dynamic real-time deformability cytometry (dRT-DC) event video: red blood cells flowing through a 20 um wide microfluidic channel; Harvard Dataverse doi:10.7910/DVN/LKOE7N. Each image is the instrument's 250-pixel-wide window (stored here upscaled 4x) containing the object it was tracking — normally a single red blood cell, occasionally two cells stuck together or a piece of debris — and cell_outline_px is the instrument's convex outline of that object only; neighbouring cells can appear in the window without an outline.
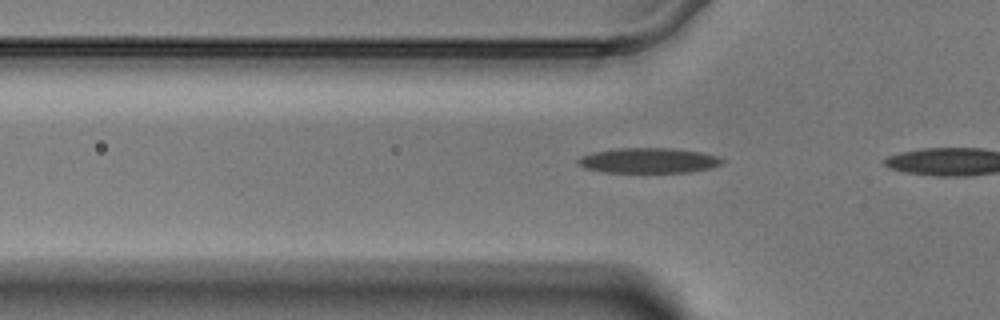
{"species": "Egyptian fruit bat (a non-hibernating species)", "species_latin": "Rousettus aegyptiacus", "temperature_condition": "warm", "stored_images_in_passage": 7, "camera_frame_rate_fps": 3000, "um_per_image_px": 0.085, "animal": {"sex": "male"}, "frame": {"image": 1, "passage_image": 5, "time_ms": 1.333, "image_size_px": [1000, 320], "cell_outline_px": [[724, 160], [720, 164], [712, 168], [688, 172], [604, 172], [584, 168], [576, 164], [576, 160], [580, 156], [592, 152], [620, 148], [672, 148], [700, 152], [716, 156]], "centroid_in_image_um": [55.07, 13.64], "position_along_channel_um": 70.7, "area_um2": 21.15}}